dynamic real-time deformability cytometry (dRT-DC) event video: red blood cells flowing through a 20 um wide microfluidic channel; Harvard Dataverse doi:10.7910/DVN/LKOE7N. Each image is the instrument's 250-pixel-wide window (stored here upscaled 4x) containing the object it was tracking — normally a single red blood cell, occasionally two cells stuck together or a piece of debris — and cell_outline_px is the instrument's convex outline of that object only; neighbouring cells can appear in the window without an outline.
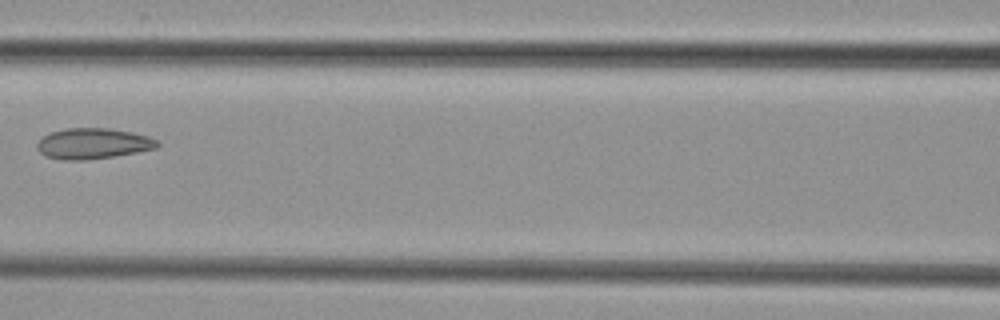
{"species": "common noctule bat (a hibernating species)", "species_latin": "Nyctalus noctula", "temperature_condition": "cold", "stored_images_in_passage": 8, "camera_frame_rate_fps": 3000, "um_per_image_px": 0.085, "animal": {"sex": "female", "body_mass_g": 29.2, "forearm_length_mm": 56.3}, "frame": {"image": 1, "passage_image": 7, "time_ms": 7.667, "image_size_px": [1000, 320], "cell_outline_px": [[160, 144], [156, 148], [136, 152], [112, 156], [84, 160], [64, 160], [44, 156], [36, 148], [36, 144], [44, 136], [52, 132], [64, 128], [108, 128], [132, 132], [148, 136], [156, 140]], "centroid_in_image_um": [7.88, 12.2], "position_along_channel_um": 158.7, "area_um2": 21.39}}
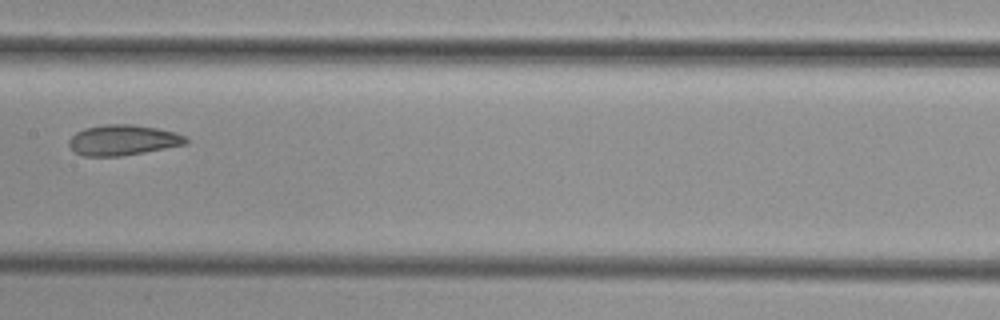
{"frame": {"image": 2, "passage_image": 8, "time_ms": 8.667, "image_size_px": [1000, 320], "cell_outline_px": [[188, 144], [144, 152], [120, 156], [84, 156], [76, 152], [68, 144], [68, 140], [76, 132], [84, 128], [104, 124], [132, 124], [156, 128], [176, 132], [184, 136], [188, 140]], "centroid_in_image_um": [10.45, 11.9], "position_along_channel_um": 196.9, "area_um2": 20.75}}